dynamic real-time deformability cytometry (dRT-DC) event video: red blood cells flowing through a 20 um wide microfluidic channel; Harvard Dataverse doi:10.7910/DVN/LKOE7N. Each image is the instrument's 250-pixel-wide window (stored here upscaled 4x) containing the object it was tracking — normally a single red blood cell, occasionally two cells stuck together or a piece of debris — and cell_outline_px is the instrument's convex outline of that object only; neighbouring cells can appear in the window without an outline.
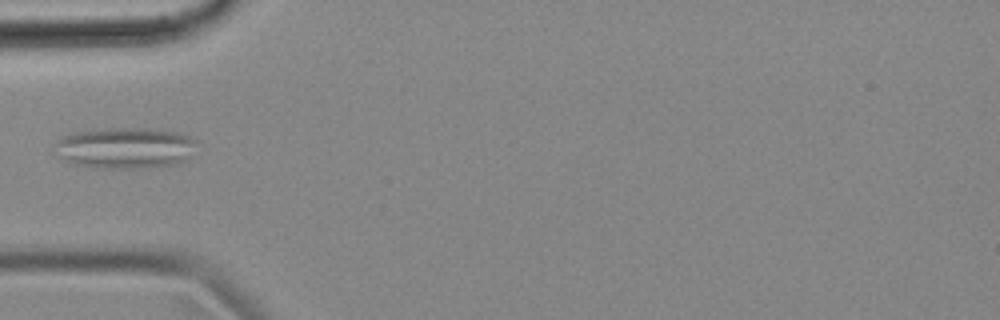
{"species": "common noctule bat (a hibernating species)", "species_latin": "Nyctalus noctula", "temperature_condition": "cold", "stored_images_in_passage": 35, "camera_frame_rate_fps": 3000, "um_per_image_px": 0.085, "animal": {"sex": "female", "body_mass_g": 18.4}, "frame": {"image": 1, "passage_image": 1, "time_ms": 0.0, "image_size_px": [1000, 320], "cell_outline_px": [[196, 140], [184, 160], [176, 164], [140, 168], [100, 168], [76, 164], [60, 156], [60, 140], [64, 136], [72, 132], [100, 128], [148, 128], [176, 132], [188, 136]], "centroid_in_image_um": [10.66, 12.56], "position_along_channel_um": 74.3, "area_um2": 33.06}}